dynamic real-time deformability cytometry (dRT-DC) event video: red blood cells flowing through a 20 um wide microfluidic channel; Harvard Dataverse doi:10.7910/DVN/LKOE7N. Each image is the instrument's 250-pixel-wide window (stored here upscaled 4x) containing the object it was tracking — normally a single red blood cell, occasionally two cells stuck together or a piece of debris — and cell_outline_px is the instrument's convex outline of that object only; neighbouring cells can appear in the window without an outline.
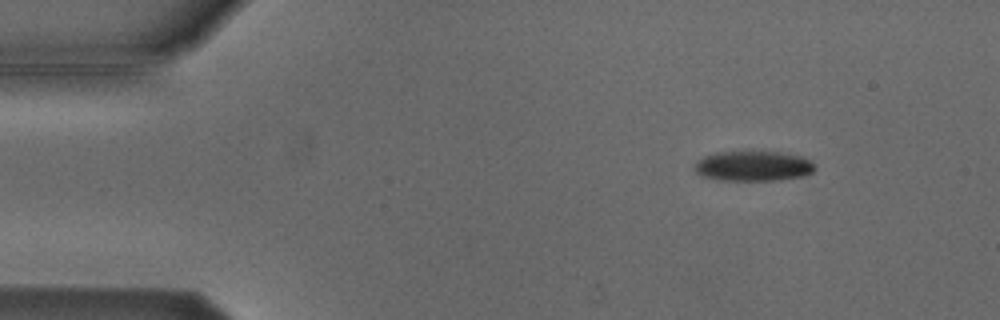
{"species": "Egyptian fruit bat (a non-hibernating species)", "species_latin": "Rousettus aegyptiacus", "temperature_condition": "cold", "stored_images_in_passage": 5, "camera_frame_rate_fps": 3000, "um_per_image_px": 0.085, "animal": {"sex": "male"}, "frame": {"image": 1, "passage_image": 2, "time_ms": 1.0, "image_size_px": [1000, 320], "cell_outline_px": [[816, 168], [812, 172], [800, 176], [780, 180], [720, 180], [700, 176], [692, 168], [692, 164], [696, 160], [704, 156], [716, 152], [780, 152], [800, 156], [812, 160]], "centroid_in_image_um": [63.97, 14.11], "position_along_channel_um": 21.0, "area_um2": 21.27}}